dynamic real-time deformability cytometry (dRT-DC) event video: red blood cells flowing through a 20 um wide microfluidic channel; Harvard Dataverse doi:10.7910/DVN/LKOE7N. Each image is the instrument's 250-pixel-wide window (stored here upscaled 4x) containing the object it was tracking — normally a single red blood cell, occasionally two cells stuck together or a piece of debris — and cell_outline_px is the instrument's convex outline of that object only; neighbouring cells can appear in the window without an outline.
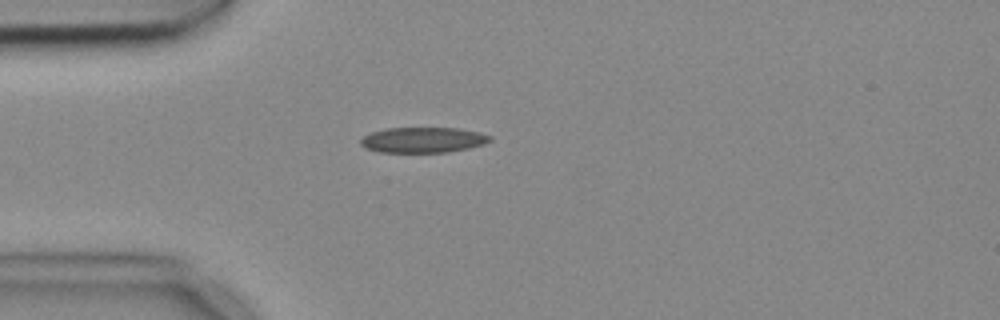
{"species": "common noctule bat (a hibernating species)", "species_latin": "Nyctalus noctula", "temperature_condition": "cold", "stored_images_in_passage": 1, "camera_frame_rate_fps": 3000, "um_per_image_px": 0.085, "animal": {"sex": "female", "body_mass_g": 18.4}, "frame": {"image": 1, "passage_image": 1, "time_ms": 0.0, "image_size_px": [1000, 320], "cell_outline_px": [[492, 140], [484, 144], [468, 148], [448, 152], [380, 152], [364, 148], [360, 144], [360, 140], [364, 136], [372, 132], [388, 128], [456, 128], [476, 132], [492, 136]], "centroid_in_image_um": [35.94, 11.9], "position_along_channel_um": 49.1, "area_um2": 19.07}}